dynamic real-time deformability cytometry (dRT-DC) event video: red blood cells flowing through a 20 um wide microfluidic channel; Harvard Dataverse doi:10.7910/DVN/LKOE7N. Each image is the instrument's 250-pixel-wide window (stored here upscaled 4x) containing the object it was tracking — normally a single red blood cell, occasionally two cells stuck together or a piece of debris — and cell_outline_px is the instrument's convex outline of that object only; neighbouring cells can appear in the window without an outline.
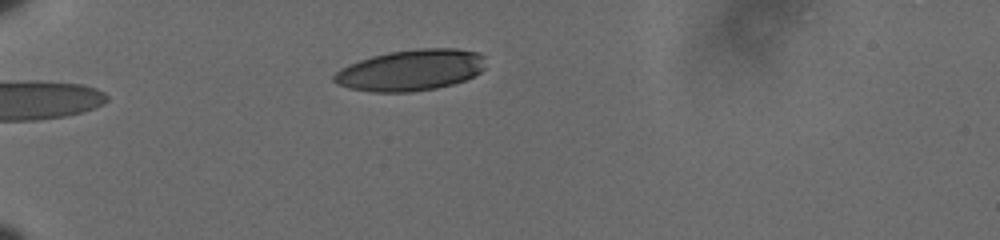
{"species": "human", "species_latin": "Homo sapiens", "temperature_condition": "cold", "stored_images_in_passage": 4, "camera_frame_rate_fps": 3000, "um_per_image_px": 0.085, "donor": {"sex": "male"}, "frame": {"image": 1, "passage_image": 1, "time_ms": 0.0, "image_size_px": [1000, 240], "cell_outline_px": [[484, 68], [480, 72], [464, 80], [452, 84], [436, 88], [412, 92], [372, 92], [348, 88], [336, 84], [332, 80], [332, 76], [340, 68], [360, 60], [372, 56], [388, 52], [420, 48], [456, 48], [476, 52], [484, 56]], "centroid_in_image_um": [34.88, 5.96], "position_along_channel_um": 50.1, "area_um2": 36.41}}
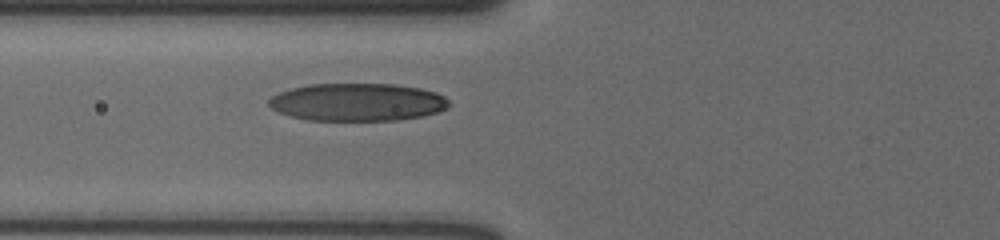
{"frame": {"image": 2, "passage_image": 4, "time_ms": 1.0, "image_size_px": [1000, 240], "cell_outline_px": [[448, 104], [444, 108], [436, 112], [420, 116], [396, 120], [308, 120], [292, 116], [280, 112], [272, 108], [268, 104], [268, 100], [272, 96], [280, 92], [292, 88], [308, 84], [396, 84], [420, 88], [436, 92], [444, 96], [448, 100]], "centroid_in_image_um": [30.36, 8.67], "position_along_channel_um": 95.4, "area_um2": 39.3}}